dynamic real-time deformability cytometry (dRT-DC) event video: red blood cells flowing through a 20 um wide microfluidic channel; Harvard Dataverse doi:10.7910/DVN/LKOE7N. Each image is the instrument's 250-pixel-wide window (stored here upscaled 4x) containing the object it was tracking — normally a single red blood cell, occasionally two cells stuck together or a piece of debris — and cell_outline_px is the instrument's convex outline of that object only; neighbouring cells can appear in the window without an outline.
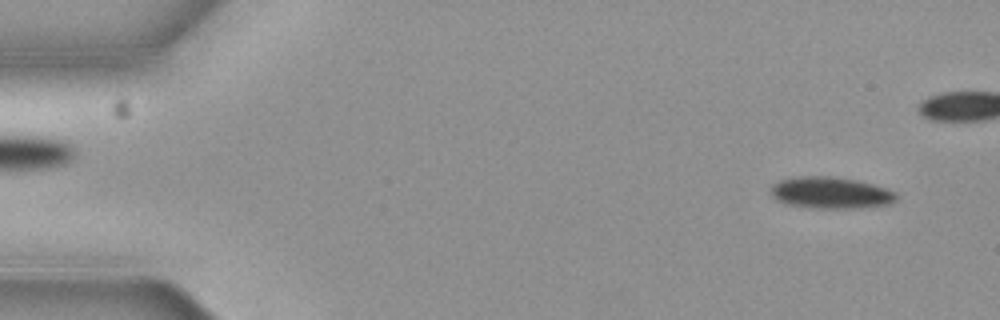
{"species": "common noctule bat (a hibernating species)", "species_latin": "Nyctalus noctula", "temperature_condition": "cold", "stored_images_in_passage": 3, "segment_of_instrument_passage": [2, 2], "camera_frame_rate_fps": 3000, "um_per_image_px": 0.085, "animal": {"sex": "female", "body_mass_g": 19.3, "forearm_length_mm": 54.1}, "frame": {"image": 1, "passage_image": 3, "time_ms": 0.667, "image_size_px": [1000, 320], "cell_outline_px": [[896, 200], [888, 204], [848, 208], [820, 208], [788, 204], [780, 200], [772, 192], [772, 184], [780, 180], [796, 176], [832, 176], [856, 180], [888, 188], [896, 192]], "centroid_in_image_um": [70.65, 16.36], "position_along_channel_um": 14.4, "area_um2": 22.66}}